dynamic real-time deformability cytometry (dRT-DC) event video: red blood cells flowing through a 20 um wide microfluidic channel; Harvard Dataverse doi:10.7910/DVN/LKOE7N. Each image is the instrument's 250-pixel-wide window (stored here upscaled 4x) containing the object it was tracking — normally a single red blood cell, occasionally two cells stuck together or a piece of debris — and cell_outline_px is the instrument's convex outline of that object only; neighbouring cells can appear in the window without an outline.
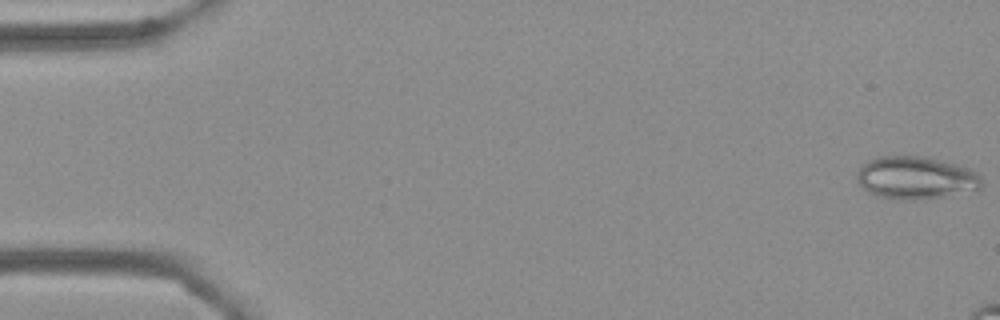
{"species": "Egyptian fruit bat (a non-hibernating species)", "species_latin": "Rousettus aegyptiacus", "temperature_condition": "cold", "stored_images_in_passage": 11, "camera_frame_rate_fps": 3000, "um_per_image_px": 0.085, "frame": {"image": 1, "passage_image": 1, "time_ms": 0.0, "image_size_px": [1000, 320], "cell_outline_px": [[980, 188], [940, 196], [916, 200], [912, 200], [880, 196], [868, 192], [856, 180], [856, 172], [860, 164], [876, 156], [928, 156], [956, 164], [968, 168], [976, 172], [980, 176]], "centroid_in_image_um": [77.76, 15.07], "position_along_channel_um": 7.2, "area_um2": 30.75}}